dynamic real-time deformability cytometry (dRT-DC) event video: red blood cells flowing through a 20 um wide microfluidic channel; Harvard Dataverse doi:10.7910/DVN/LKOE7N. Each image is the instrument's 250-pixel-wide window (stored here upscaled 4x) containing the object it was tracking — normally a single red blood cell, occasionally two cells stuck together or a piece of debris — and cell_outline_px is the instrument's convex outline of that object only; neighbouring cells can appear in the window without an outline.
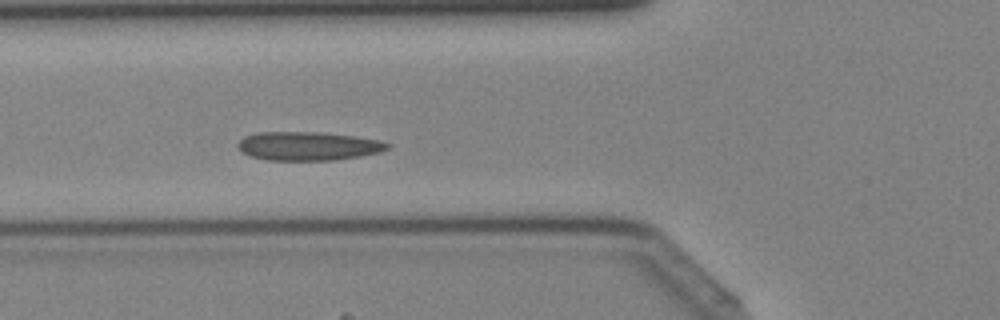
{"species": "Egyptian fruit bat (a non-hibernating species)", "species_latin": "Rousettus aegyptiacus", "temperature_condition": "cold", "stored_images_in_passage": 42, "camera_frame_rate_fps": 3000, "um_per_image_px": 0.085, "animal": {"sex": "female"}, "frame": {"image": 1, "passage_image": 15, "time_ms": 4.667, "image_size_px": [1000, 320], "cell_outline_px": [[392, 144], [388, 148], [380, 152], [360, 156], [336, 160], [264, 160], [252, 156], [244, 152], [236, 144], [244, 136], [260, 132], [316, 132], [356, 136], [380, 140]], "centroid_in_image_um": [26.22, 12.41], "position_along_channel_um": 99.6, "area_um2": 24.97}}
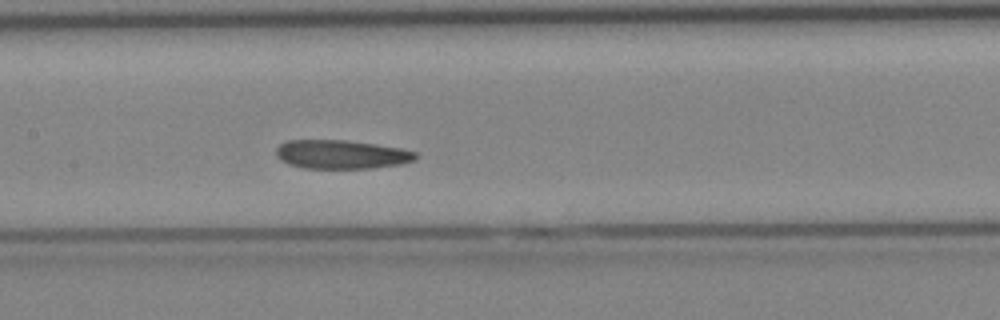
{"frame": {"image": 2, "passage_image": 20, "time_ms": 6.333, "image_size_px": [1000, 320], "cell_outline_px": [[416, 160], [400, 164], [372, 168], [304, 168], [280, 160], [276, 156], [276, 148], [280, 144], [288, 140], [344, 140], [400, 148], [416, 152]], "centroid_in_image_um": [29.0, 13.12], "position_along_channel_um": 178.4, "area_um2": 23.18}}
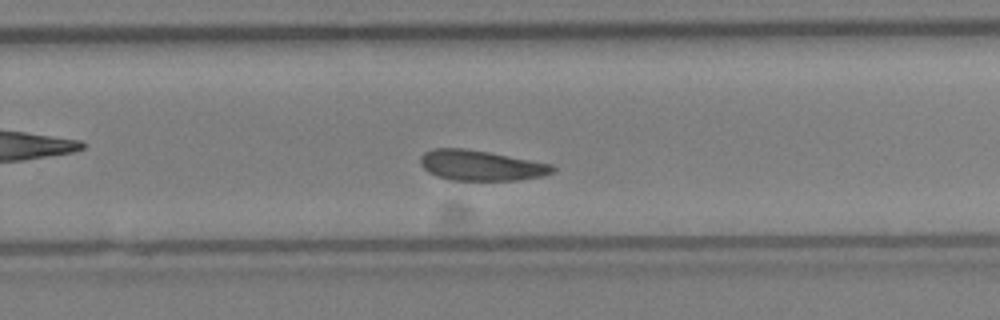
{"frame": {"image": 3, "passage_image": 27, "time_ms": 8.667, "image_size_px": [1000, 320], "cell_outline_px": [[556, 168], [552, 172], [544, 176], [516, 180], [448, 180], [436, 176], [428, 172], [420, 164], [420, 156], [424, 152], [432, 148], [464, 148], [488, 152], [552, 164]], "centroid_in_image_um": [40.84, 14.06], "position_along_channel_um": 289.0, "area_um2": 23.41}}